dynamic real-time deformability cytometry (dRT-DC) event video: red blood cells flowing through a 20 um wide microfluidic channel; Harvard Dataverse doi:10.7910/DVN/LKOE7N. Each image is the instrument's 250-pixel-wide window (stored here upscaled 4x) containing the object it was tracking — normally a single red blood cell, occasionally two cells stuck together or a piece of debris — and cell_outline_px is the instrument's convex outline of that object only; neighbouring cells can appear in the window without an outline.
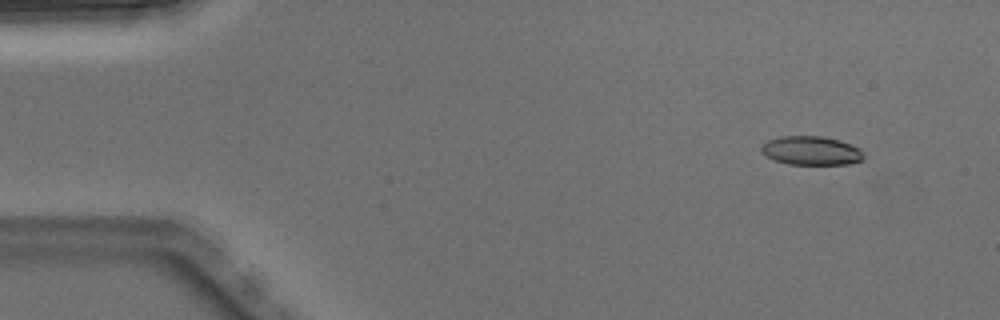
{"species": "Egyptian fruit bat (a non-hibernating species)", "species_latin": "Rousettus aegyptiacus", "temperature_condition": "warm", "stored_images_in_passage": 5, "camera_frame_rate_fps": 3000, "um_per_image_px": 0.085, "animal": {"sex": "male"}, "frame": {"image": 1, "passage_image": 2, "time_ms": 0.333, "image_size_px": [1000, 320], "cell_outline_px": [[864, 160], [848, 164], [788, 164], [776, 160], [768, 156], [760, 148], [768, 140], [780, 136], [824, 136], [840, 140], [860, 148], [864, 156]], "centroid_in_image_um": [69.01, 12.8], "position_along_channel_um": 16.0, "area_um2": 17.11}}
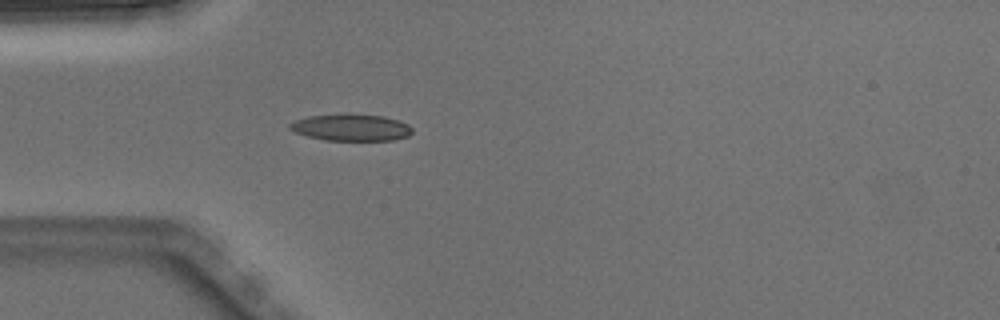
{"frame": {"image": 2, "passage_image": 5, "time_ms": 1.333, "image_size_px": [1000, 320], "cell_outline_px": [[412, 132], [408, 136], [392, 140], [324, 140], [308, 136], [296, 132], [288, 128], [288, 124], [296, 120], [308, 116], [340, 112], [348, 112], [384, 116], [400, 120], [408, 124], [412, 128]], "centroid_in_image_um": [29.84, 10.8], "position_along_channel_um": 55.2, "area_um2": 19.59}}